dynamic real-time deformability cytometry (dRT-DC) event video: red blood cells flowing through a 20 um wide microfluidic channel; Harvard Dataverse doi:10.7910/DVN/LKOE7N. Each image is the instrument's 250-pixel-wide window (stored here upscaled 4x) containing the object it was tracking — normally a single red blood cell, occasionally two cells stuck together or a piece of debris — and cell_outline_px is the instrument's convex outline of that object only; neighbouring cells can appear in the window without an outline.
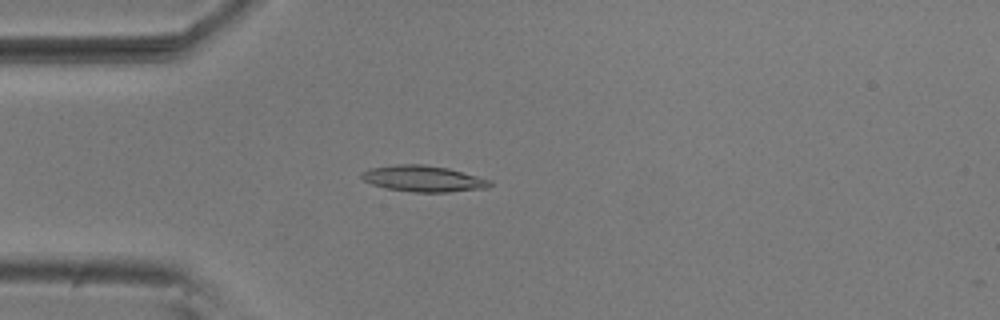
{"species": "common noctule bat (a hibernating species)", "species_latin": "Nyctalus noctula", "temperature_condition": "room temperature", "stored_images_in_passage": 53, "camera_frame_rate_fps": 3000, "um_per_image_px": 0.085, "animal": {"sex": "male", "body_mass_g": 20.5, "forearm_length_mm": 52.5}, "frame": {"image": 1, "passage_image": 13, "time_ms": 4.0, "image_size_px": [1000, 320], "cell_outline_px": [[492, 184], [488, 188], [448, 192], [412, 192], [384, 188], [372, 184], [364, 180], [360, 176], [360, 172], [368, 168], [396, 164], [424, 164], [448, 168], [492, 180]], "centroid_in_image_um": [35.96, 15.18], "position_along_channel_um": 49.0, "area_um2": 19.77}}
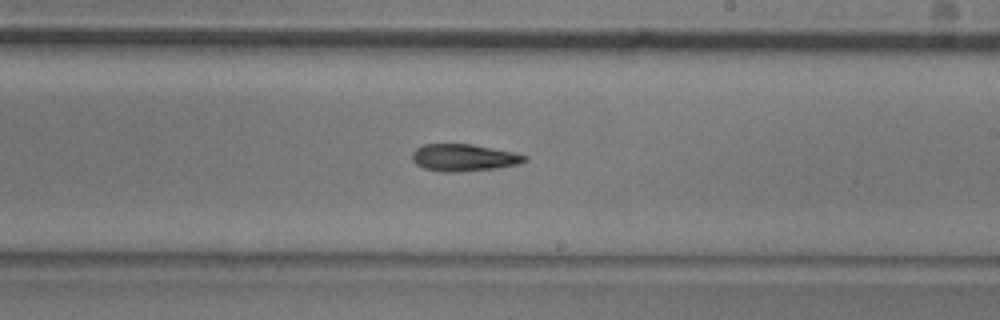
{"frame": {"image": 2, "passage_image": 30, "time_ms": 9.667, "image_size_px": [1000, 320], "cell_outline_px": [[528, 160], [520, 164], [496, 168], [460, 172], [440, 172], [424, 168], [416, 164], [412, 160], [412, 152], [416, 148], [424, 144], [472, 144], [512, 152], [528, 156]], "centroid_in_image_um": [39.42, 13.4], "position_along_channel_um": 249.6, "area_um2": 17.86}}
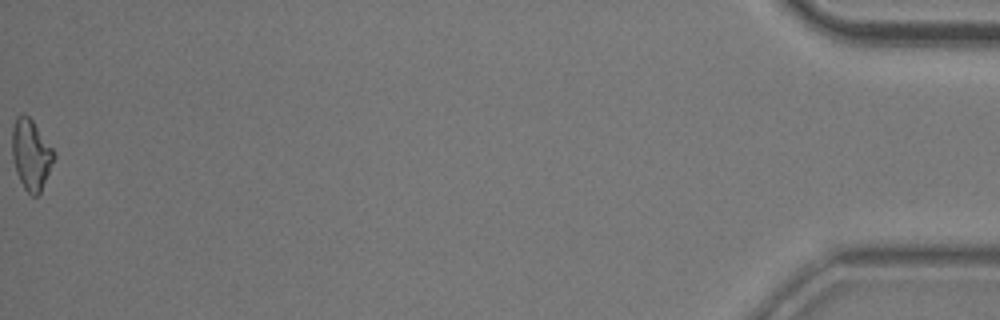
{"frame": {"image": 3, "passage_image": 53, "time_ms": 17.333, "image_size_px": [1000, 320], "cell_outline_px": [[56, 156], [40, 192], [36, 196], [32, 196], [24, 188], [16, 172], [12, 156], [12, 128], [16, 116], [24, 112], [32, 120], [56, 152]], "centroid_in_image_um": [2.64, 13.11], "position_along_channel_um": 432.6, "area_um2": 17.22}}